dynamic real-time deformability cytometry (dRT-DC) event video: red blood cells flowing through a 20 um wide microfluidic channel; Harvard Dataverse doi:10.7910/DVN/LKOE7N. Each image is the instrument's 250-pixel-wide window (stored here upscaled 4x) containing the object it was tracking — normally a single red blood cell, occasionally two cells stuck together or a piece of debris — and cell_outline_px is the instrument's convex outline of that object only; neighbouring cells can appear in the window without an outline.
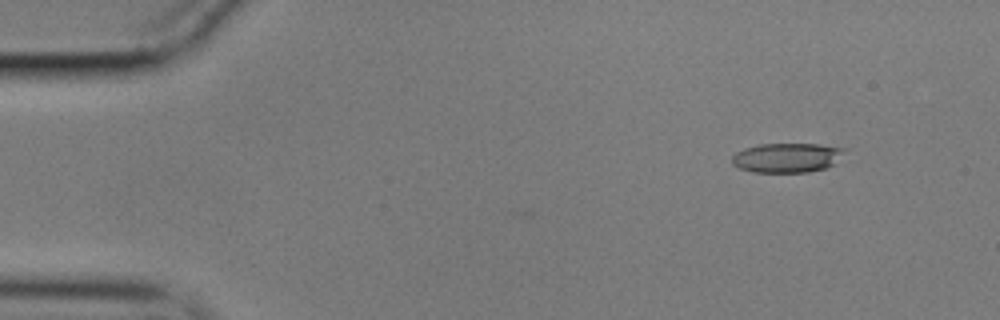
{"species": "common noctule bat (a hibernating species)", "species_latin": "Nyctalus noctula", "temperature_condition": "cold", "stored_images_in_passage": 39, "camera_frame_rate_fps": 3000, "um_per_image_px": 0.085, "animal": {"sex": "male", "body_mass_g": 17.9}, "frame": {"image": 1, "passage_image": 1, "time_ms": 0.0, "image_size_px": [1000, 320], "cell_outline_px": [[848, 148], [832, 164], [824, 168], [808, 172], [752, 172], [740, 168], [732, 164], [732, 156], [736, 152], [744, 148], [760, 144], [820, 144]], "centroid_in_image_um": [66.86, 13.39], "position_along_channel_um": 18.1, "area_um2": 19.25}}
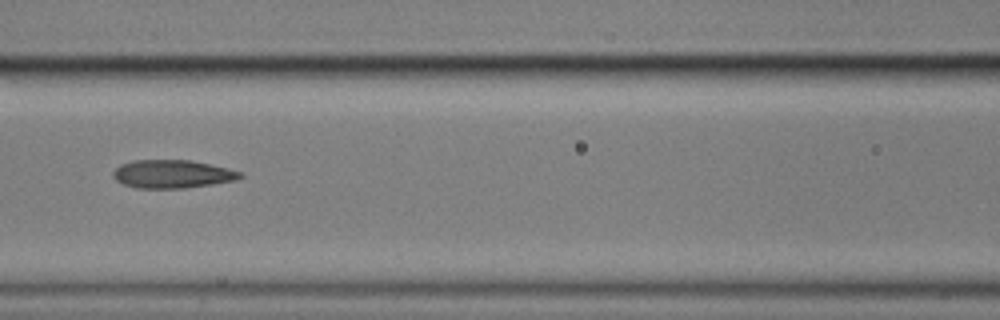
{"frame": {"image": 2, "passage_image": 20, "time_ms": 6.333, "image_size_px": [1000, 320], "cell_outline_px": [[244, 176], [236, 180], [212, 184], [184, 188], [136, 188], [124, 184], [116, 180], [112, 176], [112, 172], [120, 164], [132, 160], [192, 160], [244, 172]], "centroid_in_image_um": [14.65, 14.79], "position_along_channel_um": 152.0, "area_um2": 20.98}}
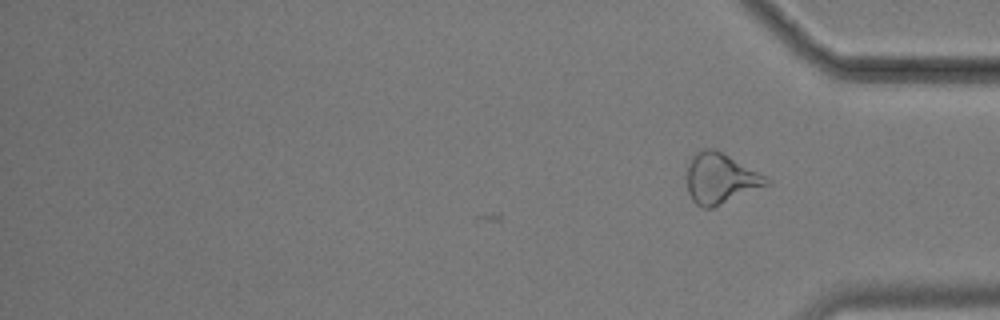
{"frame": {"image": 3, "passage_image": 39, "time_ms": 12.667, "image_size_px": [1000, 320], "cell_outline_px": [[772, 184], [712, 208], [700, 208], [692, 200], [688, 192], [688, 164], [692, 156], [696, 152], [704, 148], [716, 148], [772, 180]], "centroid_in_image_um": [61.26, 15.17], "position_along_channel_um": 373.9, "area_um2": 23.52}, "authors_computed_cell_mechanics": {"area_um2": 20.7502, "velocity_mm_per_s": 3.5544, "shape_relaxation_time_tau1_ms": 9.3638, "shape_relaxation_time_tau2_ms": 2.6151, "deformation_change_tau1": 0.2102, "deformation_change_tau2": 0.1114}}